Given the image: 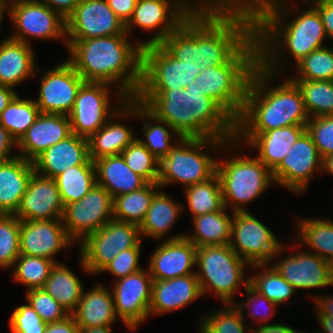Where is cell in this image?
Segmentation results:
<instances>
[{
	"label": "cell",
	"instance_id": "cell-69",
	"mask_svg": "<svg viewBox=\"0 0 333 333\" xmlns=\"http://www.w3.org/2000/svg\"><path fill=\"white\" fill-rule=\"evenodd\" d=\"M322 172L333 175V154L322 158Z\"/></svg>",
	"mask_w": 333,
	"mask_h": 333
},
{
	"label": "cell",
	"instance_id": "cell-58",
	"mask_svg": "<svg viewBox=\"0 0 333 333\" xmlns=\"http://www.w3.org/2000/svg\"><path fill=\"white\" fill-rule=\"evenodd\" d=\"M320 14L325 33L333 40V4L326 0H314L311 4Z\"/></svg>",
	"mask_w": 333,
	"mask_h": 333
},
{
	"label": "cell",
	"instance_id": "cell-59",
	"mask_svg": "<svg viewBox=\"0 0 333 333\" xmlns=\"http://www.w3.org/2000/svg\"><path fill=\"white\" fill-rule=\"evenodd\" d=\"M109 7L126 25L131 19L138 0H106Z\"/></svg>",
	"mask_w": 333,
	"mask_h": 333
},
{
	"label": "cell",
	"instance_id": "cell-23",
	"mask_svg": "<svg viewBox=\"0 0 333 333\" xmlns=\"http://www.w3.org/2000/svg\"><path fill=\"white\" fill-rule=\"evenodd\" d=\"M64 205L56 181L36 171L22 196L15 216L20 221L62 219Z\"/></svg>",
	"mask_w": 333,
	"mask_h": 333
},
{
	"label": "cell",
	"instance_id": "cell-18",
	"mask_svg": "<svg viewBox=\"0 0 333 333\" xmlns=\"http://www.w3.org/2000/svg\"><path fill=\"white\" fill-rule=\"evenodd\" d=\"M319 171L322 172V158L306 131L272 171V176L275 184L300 195L308 191L309 183Z\"/></svg>",
	"mask_w": 333,
	"mask_h": 333
},
{
	"label": "cell",
	"instance_id": "cell-57",
	"mask_svg": "<svg viewBox=\"0 0 333 333\" xmlns=\"http://www.w3.org/2000/svg\"><path fill=\"white\" fill-rule=\"evenodd\" d=\"M189 16H218L228 10L218 0H173Z\"/></svg>",
	"mask_w": 333,
	"mask_h": 333
},
{
	"label": "cell",
	"instance_id": "cell-60",
	"mask_svg": "<svg viewBox=\"0 0 333 333\" xmlns=\"http://www.w3.org/2000/svg\"><path fill=\"white\" fill-rule=\"evenodd\" d=\"M14 147L17 148L16 140L0 124V162H5L18 156V154L13 151Z\"/></svg>",
	"mask_w": 333,
	"mask_h": 333
},
{
	"label": "cell",
	"instance_id": "cell-27",
	"mask_svg": "<svg viewBox=\"0 0 333 333\" xmlns=\"http://www.w3.org/2000/svg\"><path fill=\"white\" fill-rule=\"evenodd\" d=\"M34 170L46 177L55 178L76 165H94L89 156L88 139L71 133L52 145L33 161Z\"/></svg>",
	"mask_w": 333,
	"mask_h": 333
},
{
	"label": "cell",
	"instance_id": "cell-38",
	"mask_svg": "<svg viewBox=\"0 0 333 333\" xmlns=\"http://www.w3.org/2000/svg\"><path fill=\"white\" fill-rule=\"evenodd\" d=\"M160 189L158 183H147L138 190L116 196L113 198V219L140 226Z\"/></svg>",
	"mask_w": 333,
	"mask_h": 333
},
{
	"label": "cell",
	"instance_id": "cell-11",
	"mask_svg": "<svg viewBox=\"0 0 333 333\" xmlns=\"http://www.w3.org/2000/svg\"><path fill=\"white\" fill-rule=\"evenodd\" d=\"M7 17L15 32L10 38L31 45V40H60L67 45L66 19L41 0H13Z\"/></svg>",
	"mask_w": 333,
	"mask_h": 333
},
{
	"label": "cell",
	"instance_id": "cell-49",
	"mask_svg": "<svg viewBox=\"0 0 333 333\" xmlns=\"http://www.w3.org/2000/svg\"><path fill=\"white\" fill-rule=\"evenodd\" d=\"M20 220L0 214V269H10L20 256Z\"/></svg>",
	"mask_w": 333,
	"mask_h": 333
},
{
	"label": "cell",
	"instance_id": "cell-53",
	"mask_svg": "<svg viewBox=\"0 0 333 333\" xmlns=\"http://www.w3.org/2000/svg\"><path fill=\"white\" fill-rule=\"evenodd\" d=\"M306 131L321 158L333 154V115L310 118L306 124Z\"/></svg>",
	"mask_w": 333,
	"mask_h": 333
},
{
	"label": "cell",
	"instance_id": "cell-15",
	"mask_svg": "<svg viewBox=\"0 0 333 333\" xmlns=\"http://www.w3.org/2000/svg\"><path fill=\"white\" fill-rule=\"evenodd\" d=\"M284 242L279 251L272 257L271 265L276 271L297 291L329 287L333 285V269L329 261L324 260L313 252L298 251ZM286 247L291 249L284 257L279 258L281 253L286 252ZM295 251H292L294 250ZM283 251V252H282ZM294 252V253H293ZM277 259L276 261H274ZM275 263H272V262Z\"/></svg>",
	"mask_w": 333,
	"mask_h": 333
},
{
	"label": "cell",
	"instance_id": "cell-46",
	"mask_svg": "<svg viewBox=\"0 0 333 333\" xmlns=\"http://www.w3.org/2000/svg\"><path fill=\"white\" fill-rule=\"evenodd\" d=\"M54 265V261L45 257L20 254L12 267V277L14 282L25 286L26 291L32 288H42Z\"/></svg>",
	"mask_w": 333,
	"mask_h": 333
},
{
	"label": "cell",
	"instance_id": "cell-70",
	"mask_svg": "<svg viewBox=\"0 0 333 333\" xmlns=\"http://www.w3.org/2000/svg\"><path fill=\"white\" fill-rule=\"evenodd\" d=\"M8 7L9 6H3V5H0V29H1V25H2V22H3V19H4V14L6 15V13L8 14ZM1 33V31H0Z\"/></svg>",
	"mask_w": 333,
	"mask_h": 333
},
{
	"label": "cell",
	"instance_id": "cell-9",
	"mask_svg": "<svg viewBox=\"0 0 333 333\" xmlns=\"http://www.w3.org/2000/svg\"><path fill=\"white\" fill-rule=\"evenodd\" d=\"M195 270L202 295L214 294L223 304L234 303L241 284H249L247 268L251 265L241 259L228 245L197 247Z\"/></svg>",
	"mask_w": 333,
	"mask_h": 333
},
{
	"label": "cell",
	"instance_id": "cell-52",
	"mask_svg": "<svg viewBox=\"0 0 333 333\" xmlns=\"http://www.w3.org/2000/svg\"><path fill=\"white\" fill-rule=\"evenodd\" d=\"M160 45L175 59H193V16H189Z\"/></svg>",
	"mask_w": 333,
	"mask_h": 333
},
{
	"label": "cell",
	"instance_id": "cell-73",
	"mask_svg": "<svg viewBox=\"0 0 333 333\" xmlns=\"http://www.w3.org/2000/svg\"><path fill=\"white\" fill-rule=\"evenodd\" d=\"M326 1H328V2H330V3H332V4H333V0H326Z\"/></svg>",
	"mask_w": 333,
	"mask_h": 333
},
{
	"label": "cell",
	"instance_id": "cell-43",
	"mask_svg": "<svg viewBox=\"0 0 333 333\" xmlns=\"http://www.w3.org/2000/svg\"><path fill=\"white\" fill-rule=\"evenodd\" d=\"M291 80L299 88L310 118L333 115V81Z\"/></svg>",
	"mask_w": 333,
	"mask_h": 333
},
{
	"label": "cell",
	"instance_id": "cell-21",
	"mask_svg": "<svg viewBox=\"0 0 333 333\" xmlns=\"http://www.w3.org/2000/svg\"><path fill=\"white\" fill-rule=\"evenodd\" d=\"M67 40L128 35L126 25L106 0H81L66 18Z\"/></svg>",
	"mask_w": 333,
	"mask_h": 333
},
{
	"label": "cell",
	"instance_id": "cell-37",
	"mask_svg": "<svg viewBox=\"0 0 333 333\" xmlns=\"http://www.w3.org/2000/svg\"><path fill=\"white\" fill-rule=\"evenodd\" d=\"M71 315L84 291L83 282L64 263H55L42 287Z\"/></svg>",
	"mask_w": 333,
	"mask_h": 333
},
{
	"label": "cell",
	"instance_id": "cell-51",
	"mask_svg": "<svg viewBox=\"0 0 333 333\" xmlns=\"http://www.w3.org/2000/svg\"><path fill=\"white\" fill-rule=\"evenodd\" d=\"M26 302L45 323L60 322L70 314L43 288H32L25 292Z\"/></svg>",
	"mask_w": 333,
	"mask_h": 333
},
{
	"label": "cell",
	"instance_id": "cell-65",
	"mask_svg": "<svg viewBox=\"0 0 333 333\" xmlns=\"http://www.w3.org/2000/svg\"><path fill=\"white\" fill-rule=\"evenodd\" d=\"M17 95L14 88L0 85V114Z\"/></svg>",
	"mask_w": 333,
	"mask_h": 333
},
{
	"label": "cell",
	"instance_id": "cell-55",
	"mask_svg": "<svg viewBox=\"0 0 333 333\" xmlns=\"http://www.w3.org/2000/svg\"><path fill=\"white\" fill-rule=\"evenodd\" d=\"M141 247L142 241L135 247L121 251L100 273L108 272L119 280L143 269L139 263Z\"/></svg>",
	"mask_w": 333,
	"mask_h": 333
},
{
	"label": "cell",
	"instance_id": "cell-26",
	"mask_svg": "<svg viewBox=\"0 0 333 333\" xmlns=\"http://www.w3.org/2000/svg\"><path fill=\"white\" fill-rule=\"evenodd\" d=\"M137 117V101L128 99L125 104L89 139V156L92 161L105 156L119 155L136 138L129 126L118 120ZM117 118L118 120L116 121Z\"/></svg>",
	"mask_w": 333,
	"mask_h": 333
},
{
	"label": "cell",
	"instance_id": "cell-45",
	"mask_svg": "<svg viewBox=\"0 0 333 333\" xmlns=\"http://www.w3.org/2000/svg\"><path fill=\"white\" fill-rule=\"evenodd\" d=\"M223 309L210 311L201 317L200 333H251V322L245 323L239 310L232 303L223 304ZM249 325V326H248Z\"/></svg>",
	"mask_w": 333,
	"mask_h": 333
},
{
	"label": "cell",
	"instance_id": "cell-35",
	"mask_svg": "<svg viewBox=\"0 0 333 333\" xmlns=\"http://www.w3.org/2000/svg\"><path fill=\"white\" fill-rule=\"evenodd\" d=\"M227 208L192 218L193 231L184 233L196 247L228 245L231 237L233 211L228 215ZM231 215V216H230Z\"/></svg>",
	"mask_w": 333,
	"mask_h": 333
},
{
	"label": "cell",
	"instance_id": "cell-25",
	"mask_svg": "<svg viewBox=\"0 0 333 333\" xmlns=\"http://www.w3.org/2000/svg\"><path fill=\"white\" fill-rule=\"evenodd\" d=\"M305 132L306 125H290L264 133H236L235 140L258 152L256 157L273 171Z\"/></svg>",
	"mask_w": 333,
	"mask_h": 333
},
{
	"label": "cell",
	"instance_id": "cell-44",
	"mask_svg": "<svg viewBox=\"0 0 333 333\" xmlns=\"http://www.w3.org/2000/svg\"><path fill=\"white\" fill-rule=\"evenodd\" d=\"M40 115L34 99L17 95L0 114V124L18 142Z\"/></svg>",
	"mask_w": 333,
	"mask_h": 333
},
{
	"label": "cell",
	"instance_id": "cell-20",
	"mask_svg": "<svg viewBox=\"0 0 333 333\" xmlns=\"http://www.w3.org/2000/svg\"><path fill=\"white\" fill-rule=\"evenodd\" d=\"M188 17L189 15L173 0H138L133 15L126 24V32L132 36V31L136 27L146 32L155 31L149 40L136 42L142 48L156 45L175 31Z\"/></svg>",
	"mask_w": 333,
	"mask_h": 333
},
{
	"label": "cell",
	"instance_id": "cell-67",
	"mask_svg": "<svg viewBox=\"0 0 333 333\" xmlns=\"http://www.w3.org/2000/svg\"><path fill=\"white\" fill-rule=\"evenodd\" d=\"M319 330L314 333H333V318L329 316H316Z\"/></svg>",
	"mask_w": 333,
	"mask_h": 333
},
{
	"label": "cell",
	"instance_id": "cell-5",
	"mask_svg": "<svg viewBox=\"0 0 333 333\" xmlns=\"http://www.w3.org/2000/svg\"><path fill=\"white\" fill-rule=\"evenodd\" d=\"M254 36L255 25L244 11L193 16V60L199 70L227 64Z\"/></svg>",
	"mask_w": 333,
	"mask_h": 333
},
{
	"label": "cell",
	"instance_id": "cell-31",
	"mask_svg": "<svg viewBox=\"0 0 333 333\" xmlns=\"http://www.w3.org/2000/svg\"><path fill=\"white\" fill-rule=\"evenodd\" d=\"M34 172L33 163L20 156L0 162V214L15 215Z\"/></svg>",
	"mask_w": 333,
	"mask_h": 333
},
{
	"label": "cell",
	"instance_id": "cell-28",
	"mask_svg": "<svg viewBox=\"0 0 333 333\" xmlns=\"http://www.w3.org/2000/svg\"><path fill=\"white\" fill-rule=\"evenodd\" d=\"M71 134L70 119L63 114L40 113L17 142L18 156L33 161L42 152Z\"/></svg>",
	"mask_w": 333,
	"mask_h": 333
},
{
	"label": "cell",
	"instance_id": "cell-50",
	"mask_svg": "<svg viewBox=\"0 0 333 333\" xmlns=\"http://www.w3.org/2000/svg\"><path fill=\"white\" fill-rule=\"evenodd\" d=\"M246 298H242L241 302L232 303L240 312L242 318H245L244 311H247V315L252 319L256 324V326L251 325L250 327H259L262 325L268 324V320L270 321L273 318L275 312L278 310V306L266 298L264 295L257 292L254 288H252L249 284L244 288ZM277 309V310H276ZM267 322V323H266Z\"/></svg>",
	"mask_w": 333,
	"mask_h": 333
},
{
	"label": "cell",
	"instance_id": "cell-66",
	"mask_svg": "<svg viewBox=\"0 0 333 333\" xmlns=\"http://www.w3.org/2000/svg\"><path fill=\"white\" fill-rule=\"evenodd\" d=\"M228 11H244L249 0H218Z\"/></svg>",
	"mask_w": 333,
	"mask_h": 333
},
{
	"label": "cell",
	"instance_id": "cell-30",
	"mask_svg": "<svg viewBox=\"0 0 333 333\" xmlns=\"http://www.w3.org/2000/svg\"><path fill=\"white\" fill-rule=\"evenodd\" d=\"M32 45L8 37L0 41V85L16 88L40 68Z\"/></svg>",
	"mask_w": 333,
	"mask_h": 333
},
{
	"label": "cell",
	"instance_id": "cell-7",
	"mask_svg": "<svg viewBox=\"0 0 333 333\" xmlns=\"http://www.w3.org/2000/svg\"><path fill=\"white\" fill-rule=\"evenodd\" d=\"M259 65L256 35L227 63L200 70L197 88L216 101L235 121L244 107L250 77Z\"/></svg>",
	"mask_w": 333,
	"mask_h": 333
},
{
	"label": "cell",
	"instance_id": "cell-61",
	"mask_svg": "<svg viewBox=\"0 0 333 333\" xmlns=\"http://www.w3.org/2000/svg\"><path fill=\"white\" fill-rule=\"evenodd\" d=\"M311 296L315 303H313L314 312L316 316H329L333 318V295H317Z\"/></svg>",
	"mask_w": 333,
	"mask_h": 333
},
{
	"label": "cell",
	"instance_id": "cell-24",
	"mask_svg": "<svg viewBox=\"0 0 333 333\" xmlns=\"http://www.w3.org/2000/svg\"><path fill=\"white\" fill-rule=\"evenodd\" d=\"M197 247L185 236L164 240L151 253L148 270L153 280H168L195 273Z\"/></svg>",
	"mask_w": 333,
	"mask_h": 333
},
{
	"label": "cell",
	"instance_id": "cell-39",
	"mask_svg": "<svg viewBox=\"0 0 333 333\" xmlns=\"http://www.w3.org/2000/svg\"><path fill=\"white\" fill-rule=\"evenodd\" d=\"M136 118L145 120L142 124V130L146 139L144 140L143 138H137L160 162L169 153V150L175 145L174 142L171 143V139L174 138L171 136V132L175 135L176 139H180L181 137L169 124H167L165 121L157 119L138 102Z\"/></svg>",
	"mask_w": 333,
	"mask_h": 333
},
{
	"label": "cell",
	"instance_id": "cell-48",
	"mask_svg": "<svg viewBox=\"0 0 333 333\" xmlns=\"http://www.w3.org/2000/svg\"><path fill=\"white\" fill-rule=\"evenodd\" d=\"M127 166L148 183H158L159 161L136 137L122 152Z\"/></svg>",
	"mask_w": 333,
	"mask_h": 333
},
{
	"label": "cell",
	"instance_id": "cell-47",
	"mask_svg": "<svg viewBox=\"0 0 333 333\" xmlns=\"http://www.w3.org/2000/svg\"><path fill=\"white\" fill-rule=\"evenodd\" d=\"M290 79L333 81V44L312 51L295 65Z\"/></svg>",
	"mask_w": 333,
	"mask_h": 333
},
{
	"label": "cell",
	"instance_id": "cell-29",
	"mask_svg": "<svg viewBox=\"0 0 333 333\" xmlns=\"http://www.w3.org/2000/svg\"><path fill=\"white\" fill-rule=\"evenodd\" d=\"M201 296L196 273L168 280H153L149 318L184 309Z\"/></svg>",
	"mask_w": 333,
	"mask_h": 333
},
{
	"label": "cell",
	"instance_id": "cell-2",
	"mask_svg": "<svg viewBox=\"0 0 333 333\" xmlns=\"http://www.w3.org/2000/svg\"><path fill=\"white\" fill-rule=\"evenodd\" d=\"M129 37L67 40V60L85 82L111 84L116 89H111L116 92L114 98L134 99L141 85L142 47L135 41L132 43Z\"/></svg>",
	"mask_w": 333,
	"mask_h": 333
},
{
	"label": "cell",
	"instance_id": "cell-40",
	"mask_svg": "<svg viewBox=\"0 0 333 333\" xmlns=\"http://www.w3.org/2000/svg\"><path fill=\"white\" fill-rule=\"evenodd\" d=\"M250 268L257 273L253 274L254 276H249V285L278 307L287 303L297 292L270 263L252 264Z\"/></svg>",
	"mask_w": 333,
	"mask_h": 333
},
{
	"label": "cell",
	"instance_id": "cell-42",
	"mask_svg": "<svg viewBox=\"0 0 333 333\" xmlns=\"http://www.w3.org/2000/svg\"><path fill=\"white\" fill-rule=\"evenodd\" d=\"M57 188L63 205L81 200L97 183L94 165H76L57 175Z\"/></svg>",
	"mask_w": 333,
	"mask_h": 333
},
{
	"label": "cell",
	"instance_id": "cell-36",
	"mask_svg": "<svg viewBox=\"0 0 333 333\" xmlns=\"http://www.w3.org/2000/svg\"><path fill=\"white\" fill-rule=\"evenodd\" d=\"M295 228L296 242L307 247L326 261L333 258V220L329 217L305 218L297 217ZM312 249V250H311Z\"/></svg>",
	"mask_w": 333,
	"mask_h": 333
},
{
	"label": "cell",
	"instance_id": "cell-54",
	"mask_svg": "<svg viewBox=\"0 0 333 333\" xmlns=\"http://www.w3.org/2000/svg\"><path fill=\"white\" fill-rule=\"evenodd\" d=\"M8 325L11 333H44L47 323L26 302L13 310Z\"/></svg>",
	"mask_w": 333,
	"mask_h": 333
},
{
	"label": "cell",
	"instance_id": "cell-64",
	"mask_svg": "<svg viewBox=\"0 0 333 333\" xmlns=\"http://www.w3.org/2000/svg\"><path fill=\"white\" fill-rule=\"evenodd\" d=\"M251 333H308L302 332L285 323H268L259 327H251Z\"/></svg>",
	"mask_w": 333,
	"mask_h": 333
},
{
	"label": "cell",
	"instance_id": "cell-68",
	"mask_svg": "<svg viewBox=\"0 0 333 333\" xmlns=\"http://www.w3.org/2000/svg\"><path fill=\"white\" fill-rule=\"evenodd\" d=\"M79 333H113L112 326L79 328Z\"/></svg>",
	"mask_w": 333,
	"mask_h": 333
},
{
	"label": "cell",
	"instance_id": "cell-8",
	"mask_svg": "<svg viewBox=\"0 0 333 333\" xmlns=\"http://www.w3.org/2000/svg\"><path fill=\"white\" fill-rule=\"evenodd\" d=\"M173 140L175 145L159 162L158 184L162 189L175 182L185 188L206 181L216 173L217 160L208 149L218 153L227 140L215 137Z\"/></svg>",
	"mask_w": 333,
	"mask_h": 333
},
{
	"label": "cell",
	"instance_id": "cell-4",
	"mask_svg": "<svg viewBox=\"0 0 333 333\" xmlns=\"http://www.w3.org/2000/svg\"><path fill=\"white\" fill-rule=\"evenodd\" d=\"M275 75L258 65L249 80L244 107L236 121V133H264L290 125H306L310 119L302 94L288 77L270 85Z\"/></svg>",
	"mask_w": 333,
	"mask_h": 333
},
{
	"label": "cell",
	"instance_id": "cell-41",
	"mask_svg": "<svg viewBox=\"0 0 333 333\" xmlns=\"http://www.w3.org/2000/svg\"><path fill=\"white\" fill-rule=\"evenodd\" d=\"M184 196L191 217L210 212L221 211L224 208L221 185L216 173L208 180L185 187Z\"/></svg>",
	"mask_w": 333,
	"mask_h": 333
},
{
	"label": "cell",
	"instance_id": "cell-13",
	"mask_svg": "<svg viewBox=\"0 0 333 333\" xmlns=\"http://www.w3.org/2000/svg\"><path fill=\"white\" fill-rule=\"evenodd\" d=\"M197 67L193 59H175L160 44L143 47L139 89L186 88L199 75Z\"/></svg>",
	"mask_w": 333,
	"mask_h": 333
},
{
	"label": "cell",
	"instance_id": "cell-32",
	"mask_svg": "<svg viewBox=\"0 0 333 333\" xmlns=\"http://www.w3.org/2000/svg\"><path fill=\"white\" fill-rule=\"evenodd\" d=\"M71 315L79 328L112 326L118 319L112 292L101 283L83 291L78 306Z\"/></svg>",
	"mask_w": 333,
	"mask_h": 333
},
{
	"label": "cell",
	"instance_id": "cell-56",
	"mask_svg": "<svg viewBox=\"0 0 333 333\" xmlns=\"http://www.w3.org/2000/svg\"><path fill=\"white\" fill-rule=\"evenodd\" d=\"M285 1V2H284ZM291 1V2H290ZM301 2V7L311 5L314 0H298ZM289 2V3H288ZM294 0H249V3L244 12L253 21L256 26L265 16L291 5H296ZM303 4V5H302Z\"/></svg>",
	"mask_w": 333,
	"mask_h": 333
},
{
	"label": "cell",
	"instance_id": "cell-3",
	"mask_svg": "<svg viewBox=\"0 0 333 333\" xmlns=\"http://www.w3.org/2000/svg\"><path fill=\"white\" fill-rule=\"evenodd\" d=\"M305 9H299L298 4L284 7L265 16L255 26L259 65L267 72L281 76L286 58L291 56L296 65L312 51L326 46L323 41L328 37L320 14L312 5ZM299 10L303 12L298 15Z\"/></svg>",
	"mask_w": 333,
	"mask_h": 333
},
{
	"label": "cell",
	"instance_id": "cell-6",
	"mask_svg": "<svg viewBox=\"0 0 333 333\" xmlns=\"http://www.w3.org/2000/svg\"><path fill=\"white\" fill-rule=\"evenodd\" d=\"M236 147L239 150H236ZM241 149L244 150L243 145L241 147L235 139L227 141L220 150L221 153L225 152L222 154L224 156L220 157L222 159L220 161L217 159L216 165L224 207L233 212L248 211L245 206L256 201L271 184L275 183L272 171L257 157L242 155Z\"/></svg>",
	"mask_w": 333,
	"mask_h": 333
},
{
	"label": "cell",
	"instance_id": "cell-63",
	"mask_svg": "<svg viewBox=\"0 0 333 333\" xmlns=\"http://www.w3.org/2000/svg\"><path fill=\"white\" fill-rule=\"evenodd\" d=\"M49 8L60 13L65 19L75 10L81 0H41Z\"/></svg>",
	"mask_w": 333,
	"mask_h": 333
},
{
	"label": "cell",
	"instance_id": "cell-33",
	"mask_svg": "<svg viewBox=\"0 0 333 333\" xmlns=\"http://www.w3.org/2000/svg\"><path fill=\"white\" fill-rule=\"evenodd\" d=\"M184 210L185 207L181 202L173 200L161 188L154 195L146 216L139 226L141 237L161 239V241L184 237L183 233L171 236L168 233Z\"/></svg>",
	"mask_w": 333,
	"mask_h": 333
},
{
	"label": "cell",
	"instance_id": "cell-10",
	"mask_svg": "<svg viewBox=\"0 0 333 333\" xmlns=\"http://www.w3.org/2000/svg\"><path fill=\"white\" fill-rule=\"evenodd\" d=\"M141 241L138 225L112 219L78 245L80 267L86 274L99 275L121 251L135 247Z\"/></svg>",
	"mask_w": 333,
	"mask_h": 333
},
{
	"label": "cell",
	"instance_id": "cell-14",
	"mask_svg": "<svg viewBox=\"0 0 333 333\" xmlns=\"http://www.w3.org/2000/svg\"><path fill=\"white\" fill-rule=\"evenodd\" d=\"M229 245L241 259L252 265L271 263L283 241L248 210L233 212Z\"/></svg>",
	"mask_w": 333,
	"mask_h": 333
},
{
	"label": "cell",
	"instance_id": "cell-17",
	"mask_svg": "<svg viewBox=\"0 0 333 333\" xmlns=\"http://www.w3.org/2000/svg\"><path fill=\"white\" fill-rule=\"evenodd\" d=\"M153 279L148 268H143L119 280H115L111 292L115 312L127 330L137 331L149 318Z\"/></svg>",
	"mask_w": 333,
	"mask_h": 333
},
{
	"label": "cell",
	"instance_id": "cell-16",
	"mask_svg": "<svg viewBox=\"0 0 333 333\" xmlns=\"http://www.w3.org/2000/svg\"><path fill=\"white\" fill-rule=\"evenodd\" d=\"M112 219L113 198L97 183L81 200L65 205L62 216L67 235L77 245Z\"/></svg>",
	"mask_w": 333,
	"mask_h": 333
},
{
	"label": "cell",
	"instance_id": "cell-72",
	"mask_svg": "<svg viewBox=\"0 0 333 333\" xmlns=\"http://www.w3.org/2000/svg\"><path fill=\"white\" fill-rule=\"evenodd\" d=\"M333 269V258L329 261Z\"/></svg>",
	"mask_w": 333,
	"mask_h": 333
},
{
	"label": "cell",
	"instance_id": "cell-12",
	"mask_svg": "<svg viewBox=\"0 0 333 333\" xmlns=\"http://www.w3.org/2000/svg\"><path fill=\"white\" fill-rule=\"evenodd\" d=\"M111 84L84 82L79 88L74 107L68 115L71 133L89 139L125 104L128 97L111 98ZM117 102H110V100Z\"/></svg>",
	"mask_w": 333,
	"mask_h": 333
},
{
	"label": "cell",
	"instance_id": "cell-22",
	"mask_svg": "<svg viewBox=\"0 0 333 333\" xmlns=\"http://www.w3.org/2000/svg\"><path fill=\"white\" fill-rule=\"evenodd\" d=\"M62 219L20 221V254L45 257L55 263L59 252L74 245Z\"/></svg>",
	"mask_w": 333,
	"mask_h": 333
},
{
	"label": "cell",
	"instance_id": "cell-34",
	"mask_svg": "<svg viewBox=\"0 0 333 333\" xmlns=\"http://www.w3.org/2000/svg\"><path fill=\"white\" fill-rule=\"evenodd\" d=\"M94 162L96 182L115 198L144 187L148 182L134 173L119 155L105 156Z\"/></svg>",
	"mask_w": 333,
	"mask_h": 333
},
{
	"label": "cell",
	"instance_id": "cell-62",
	"mask_svg": "<svg viewBox=\"0 0 333 333\" xmlns=\"http://www.w3.org/2000/svg\"><path fill=\"white\" fill-rule=\"evenodd\" d=\"M44 333H79V327L70 315L60 322L48 323Z\"/></svg>",
	"mask_w": 333,
	"mask_h": 333
},
{
	"label": "cell",
	"instance_id": "cell-1",
	"mask_svg": "<svg viewBox=\"0 0 333 333\" xmlns=\"http://www.w3.org/2000/svg\"><path fill=\"white\" fill-rule=\"evenodd\" d=\"M134 99L181 138L235 139L236 121L195 81L180 89H139Z\"/></svg>",
	"mask_w": 333,
	"mask_h": 333
},
{
	"label": "cell",
	"instance_id": "cell-19",
	"mask_svg": "<svg viewBox=\"0 0 333 333\" xmlns=\"http://www.w3.org/2000/svg\"><path fill=\"white\" fill-rule=\"evenodd\" d=\"M43 73L38 99H34L40 113L69 115L84 79L68 60Z\"/></svg>",
	"mask_w": 333,
	"mask_h": 333
},
{
	"label": "cell",
	"instance_id": "cell-71",
	"mask_svg": "<svg viewBox=\"0 0 333 333\" xmlns=\"http://www.w3.org/2000/svg\"><path fill=\"white\" fill-rule=\"evenodd\" d=\"M13 0H0V5L9 6Z\"/></svg>",
	"mask_w": 333,
	"mask_h": 333
}]
</instances>
